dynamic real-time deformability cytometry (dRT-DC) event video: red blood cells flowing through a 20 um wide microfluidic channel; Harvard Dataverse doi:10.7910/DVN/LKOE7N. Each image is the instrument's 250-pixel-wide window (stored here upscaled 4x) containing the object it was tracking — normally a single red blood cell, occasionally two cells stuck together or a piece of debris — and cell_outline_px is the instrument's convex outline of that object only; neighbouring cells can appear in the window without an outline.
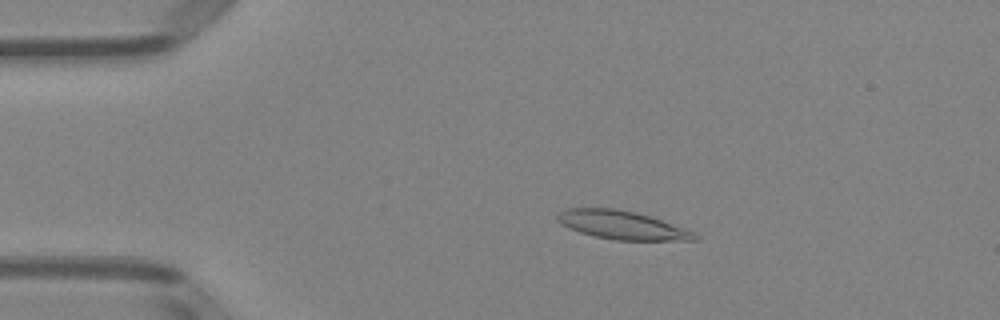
{"species": "Egyptian fruit bat (a non-hibernating species)", "species_latin": "Rousettus aegyptiacus", "temperature_condition": "room temperature", "stored_images_in_passage": 51, "camera_frame_rate_fps": 3000, "um_per_image_px": 0.085, "animal": {"sex": "female"}, "frame": {"image": 1, "passage_image": 10, "time_ms": 3.0, "image_size_px": [1000, 320], "cell_outline_px": [[700, 240], [616, 240], [596, 236], [580, 232], [568, 228], [560, 224], [556, 220], [556, 216], [564, 208], [616, 208], [636, 212], [684, 228], [700, 236]], "centroid_in_image_um": [52.83, 19.12], "position_along_channel_um": 32.2, "area_um2": 22.66}}
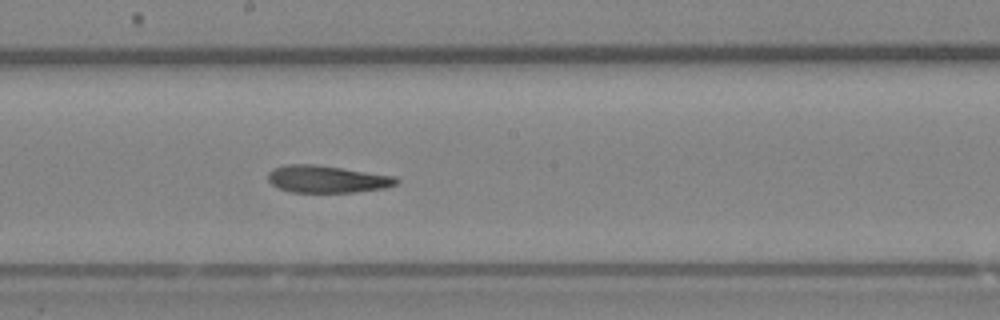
{"frame": {"image": 2, "passage_image": 28, "time_ms": 9.0, "image_size_px": [1000, 320], "cell_outline_px": [[400, 180], [396, 184], [384, 188], [356, 192], [288, 192], [272, 184], [268, 180], [268, 172], [272, 168], [284, 164], [316, 164], [396, 176]], "centroid_in_image_um": [27.78, 15.21], "position_along_channel_um": 220.4, "area_um2": 20.52}}
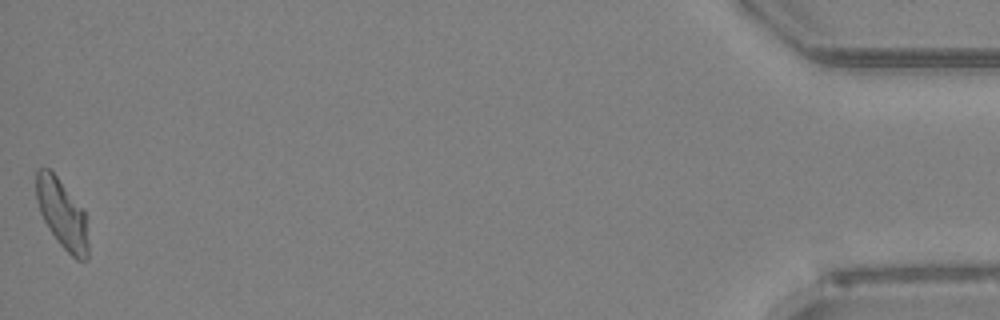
{"frame": {"image": 3, "passage_image": 51, "time_ms": 16.667, "image_size_px": [1000, 320], "cell_outline_px": [[88, 256], [84, 260], [76, 260], [60, 244], [48, 228], [40, 212], [36, 200], [36, 172], [40, 168], [48, 168], [56, 176], [84, 212], [88, 244]], "centroid_in_image_um": [5.25, 18.2], "position_along_channel_um": 429.9, "area_um2": 20.35}, "authors_computed_cell_mechanics": {"area_um2": 21.3282, "velocity_mm_per_s": 3.9636, "shape_relaxation_time_tau1_ms": 7.1308, "shape_relaxation_time_tau2_ms": 3.5972, "deformation_change_tau1": 0.2005, "deformation_change_tau2": 0.1322}}